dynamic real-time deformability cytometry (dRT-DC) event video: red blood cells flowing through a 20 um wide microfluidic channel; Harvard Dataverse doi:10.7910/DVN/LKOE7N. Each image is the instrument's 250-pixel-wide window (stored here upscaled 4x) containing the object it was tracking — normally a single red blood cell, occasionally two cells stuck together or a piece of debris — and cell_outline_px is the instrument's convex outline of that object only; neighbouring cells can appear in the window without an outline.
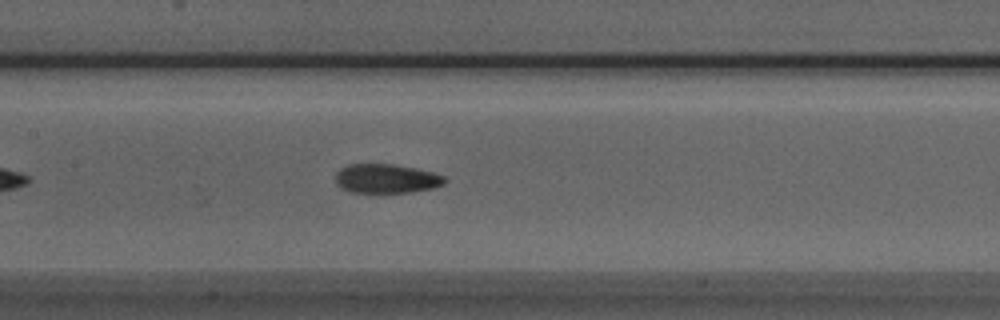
{"species": "Egyptian fruit bat (a non-hibernating species)", "species_latin": "Rousettus aegyptiacus", "temperature_condition": "room temperature", "stored_images_in_passage": 35, "camera_frame_rate_fps": 3000, "um_per_image_px": 0.085, "animal": {"sex": "male"}, "frame": {"image": 1, "passage_image": 14, "time_ms": 4.333, "image_size_px": [1000, 320], "cell_outline_px": [[448, 180], [444, 184], [432, 188], [412, 192], [376, 196], [352, 192], [340, 188], [336, 184], [336, 172], [340, 168], [352, 164], [392, 164], [416, 168], [432, 172], [444, 176]], "centroid_in_image_um": [32.82, 15.23], "position_along_channel_um": 174.6, "area_um2": 19.42}}
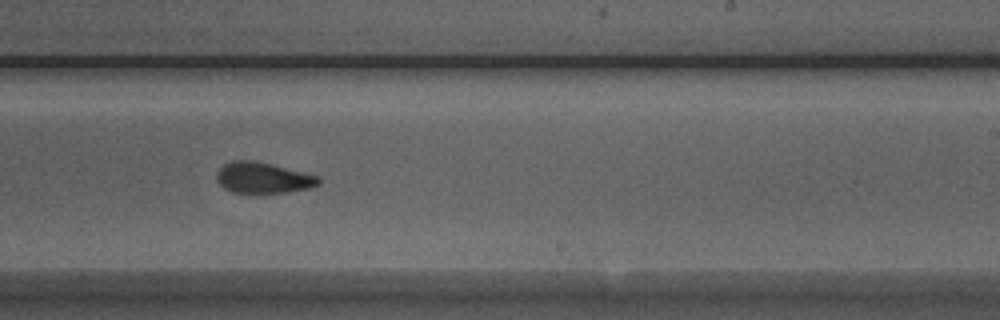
{"frame": {"image": 2, "passage_image": 21, "time_ms": 6.667, "image_size_px": [1000, 320], "cell_outline_px": [[320, 184], [312, 188], [284, 192], [232, 192], [224, 188], [220, 184], [216, 176], [216, 172], [224, 164], [232, 160], [252, 160], [304, 172], [320, 176]], "centroid_in_image_um": [22.37, 15.1], "position_along_channel_um": 266.6, "area_um2": 18.21}}
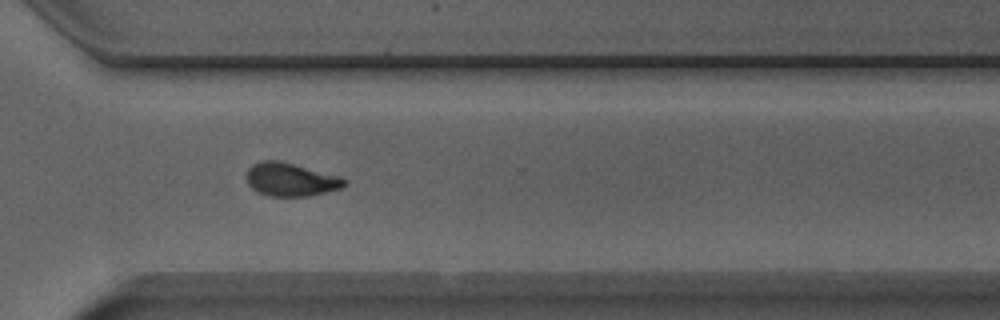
{"frame": {"image": 3, "passage_image": 27, "time_ms": 8.667, "image_size_px": [1000, 320], "cell_outline_px": [[348, 180], [340, 188], [308, 196], [268, 196], [256, 192], [248, 184], [248, 168], [252, 164], [264, 160], [276, 160], [340, 176]], "centroid_in_image_um": [24.68, 15.27], "position_along_channel_um": 345.9, "area_um2": 18.67}}